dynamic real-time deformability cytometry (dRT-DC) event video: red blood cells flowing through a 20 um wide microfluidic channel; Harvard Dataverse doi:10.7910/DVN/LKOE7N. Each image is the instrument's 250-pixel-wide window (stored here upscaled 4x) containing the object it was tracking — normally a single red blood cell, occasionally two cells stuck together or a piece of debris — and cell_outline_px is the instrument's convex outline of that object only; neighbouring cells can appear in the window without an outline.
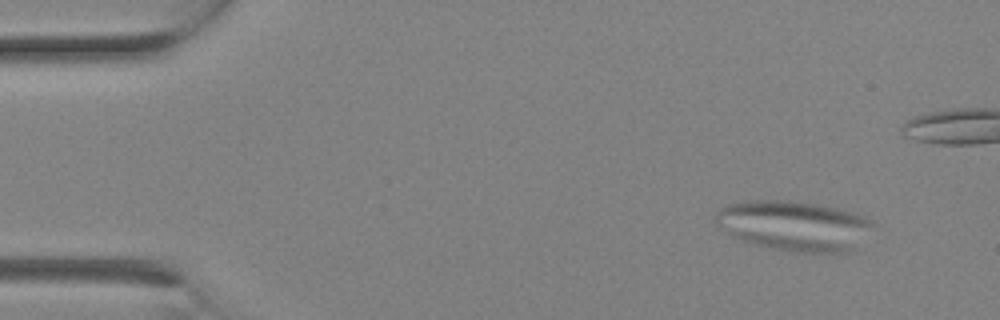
{"species": "Egyptian fruit bat (a non-hibernating species)", "species_latin": "Rousettus aegyptiacus", "temperature_condition": "room temperature", "stored_images_in_passage": 7, "segment_of_instrument_passage": [1, 2], "camera_frame_rate_fps": 3000, "um_per_image_px": 0.085, "animal": {"sex": "female"}, "frame": {"image": 1, "passage_image": 1, "time_ms": 0.0, "image_size_px": [1000, 320], "cell_outline_px": [[876, 224], [856, 252], [788, 252], [756, 244], [744, 240], [728, 232], [716, 224], [716, 212], [724, 204], [744, 200], [788, 200], [820, 204], [852, 212], [864, 216], [872, 220]], "centroid_in_image_um": [67.58, 19.18], "position_along_channel_um": 17.4, "area_um2": 46.41}}